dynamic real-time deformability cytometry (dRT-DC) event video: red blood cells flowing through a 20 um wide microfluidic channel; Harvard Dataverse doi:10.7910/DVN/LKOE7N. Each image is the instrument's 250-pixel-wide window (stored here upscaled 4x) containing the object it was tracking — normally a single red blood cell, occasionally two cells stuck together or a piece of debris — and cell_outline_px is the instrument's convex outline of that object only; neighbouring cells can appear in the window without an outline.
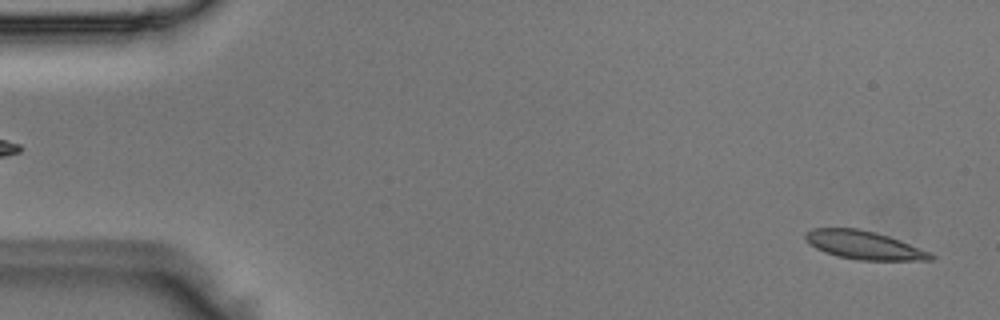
{"species": "Egyptian fruit bat (a non-hibernating species)", "species_latin": "Rousettus aegyptiacus", "temperature_condition": "room temperature", "stored_images_in_passage": 4, "segment_of_instrument_passage": [2, 2], "camera_frame_rate_fps": 3000, "um_per_image_px": 0.085, "animal": {"sex": "male"}, "frame": {"image": 1, "passage_image": 4, "time_ms": 1.0, "image_size_px": [1000, 320], "cell_outline_px": [[936, 256], [932, 260], [856, 260], [836, 256], [824, 252], [808, 244], [804, 240], [804, 232], [812, 228], [860, 228], [888, 236], [900, 240], [932, 252]], "centroid_in_image_um": [73.41, 20.83], "position_along_channel_um": 11.6, "area_um2": 21.04}}